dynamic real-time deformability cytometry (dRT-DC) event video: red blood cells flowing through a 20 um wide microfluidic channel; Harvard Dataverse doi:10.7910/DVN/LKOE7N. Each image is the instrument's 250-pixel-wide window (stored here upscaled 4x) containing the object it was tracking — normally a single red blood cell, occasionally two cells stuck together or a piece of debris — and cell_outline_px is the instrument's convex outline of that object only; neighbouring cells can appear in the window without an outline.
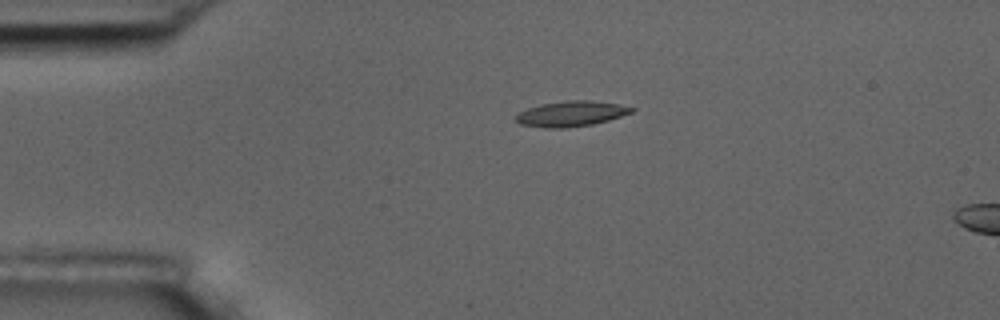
{"species": "common noctule bat (a hibernating species)", "species_latin": "Nyctalus noctula", "temperature_condition": "room temperature", "stored_images_in_passage": 4, "camera_frame_rate_fps": 3000, "um_per_image_px": 0.085, "animal": {"sex": "male", "body_mass_g": 17.5, "forearm_length_mm": 52.3}, "frame": {"image": 1, "passage_image": 3, "time_ms": 3.333, "image_size_px": [1000, 320], "cell_outline_px": [[636, 108], [632, 112], [608, 120], [592, 124], [564, 128], [544, 128], [520, 124], [516, 120], [516, 116], [520, 112], [528, 108], [540, 104], [564, 100], [592, 100], [616, 104]], "centroid_in_image_um": [48.52, 9.66], "position_along_channel_um": 36.5, "area_um2": 16.99}}